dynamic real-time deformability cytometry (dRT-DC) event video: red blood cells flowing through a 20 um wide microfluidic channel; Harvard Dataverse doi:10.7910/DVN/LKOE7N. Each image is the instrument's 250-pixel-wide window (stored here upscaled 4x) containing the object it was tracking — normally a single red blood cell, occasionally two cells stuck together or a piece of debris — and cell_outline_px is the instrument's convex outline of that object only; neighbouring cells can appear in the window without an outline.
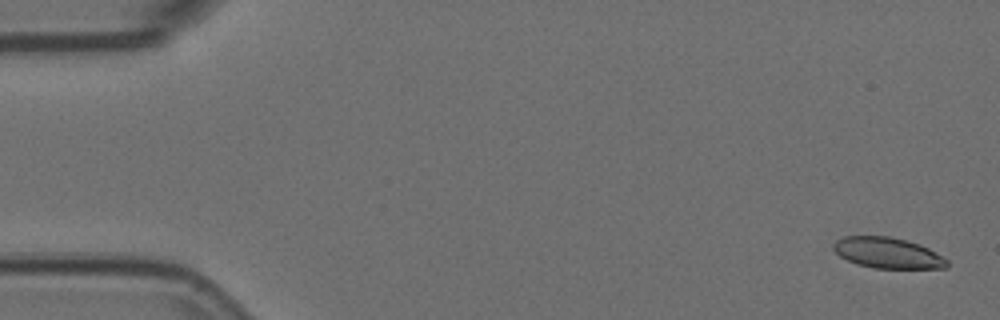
{"species": "Egyptian fruit bat (a non-hibernating species)", "species_latin": "Rousettus aegyptiacus", "temperature_condition": "room temperature", "stored_images_in_passage": 14, "camera_frame_rate_fps": 3000, "um_per_image_px": 0.085, "animal": {"sex": "female"}, "frame": {"image": 1, "passage_image": 2, "time_ms": 0.333, "image_size_px": [1000, 320], "cell_outline_px": [[948, 268], [872, 268], [856, 264], [840, 256], [832, 248], [832, 244], [836, 240], [844, 236], [888, 236], [920, 244], [928, 248], [948, 260]], "centroid_in_image_um": [75.43, 21.5], "position_along_channel_um": 9.6, "area_um2": 20.35}}